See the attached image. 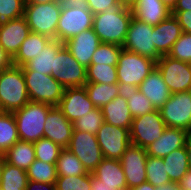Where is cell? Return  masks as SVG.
I'll use <instances>...</instances> for the list:
<instances>
[{
  "mask_svg": "<svg viewBox=\"0 0 191 190\" xmlns=\"http://www.w3.org/2000/svg\"><path fill=\"white\" fill-rule=\"evenodd\" d=\"M84 4L94 15L120 7L117 0H86Z\"/></svg>",
  "mask_w": 191,
  "mask_h": 190,
  "instance_id": "44",
  "label": "cell"
},
{
  "mask_svg": "<svg viewBox=\"0 0 191 190\" xmlns=\"http://www.w3.org/2000/svg\"><path fill=\"white\" fill-rule=\"evenodd\" d=\"M167 55L191 64V33L183 32Z\"/></svg>",
  "mask_w": 191,
  "mask_h": 190,
  "instance_id": "43",
  "label": "cell"
},
{
  "mask_svg": "<svg viewBox=\"0 0 191 190\" xmlns=\"http://www.w3.org/2000/svg\"><path fill=\"white\" fill-rule=\"evenodd\" d=\"M153 41V26L133 17L122 48L157 62L162 55L156 50Z\"/></svg>",
  "mask_w": 191,
  "mask_h": 190,
  "instance_id": "9",
  "label": "cell"
},
{
  "mask_svg": "<svg viewBox=\"0 0 191 190\" xmlns=\"http://www.w3.org/2000/svg\"><path fill=\"white\" fill-rule=\"evenodd\" d=\"M132 117H139L155 110L151 101L144 96L138 87L123 89Z\"/></svg>",
  "mask_w": 191,
  "mask_h": 190,
  "instance_id": "34",
  "label": "cell"
},
{
  "mask_svg": "<svg viewBox=\"0 0 191 190\" xmlns=\"http://www.w3.org/2000/svg\"><path fill=\"white\" fill-rule=\"evenodd\" d=\"M145 169L147 182L151 183L154 187L171 184L162 158L147 156Z\"/></svg>",
  "mask_w": 191,
  "mask_h": 190,
  "instance_id": "35",
  "label": "cell"
},
{
  "mask_svg": "<svg viewBox=\"0 0 191 190\" xmlns=\"http://www.w3.org/2000/svg\"><path fill=\"white\" fill-rule=\"evenodd\" d=\"M12 65V57L0 46V69L5 70Z\"/></svg>",
  "mask_w": 191,
  "mask_h": 190,
  "instance_id": "47",
  "label": "cell"
},
{
  "mask_svg": "<svg viewBox=\"0 0 191 190\" xmlns=\"http://www.w3.org/2000/svg\"><path fill=\"white\" fill-rule=\"evenodd\" d=\"M162 159L171 183L178 184L189 170L185 146L172 151Z\"/></svg>",
  "mask_w": 191,
  "mask_h": 190,
  "instance_id": "30",
  "label": "cell"
},
{
  "mask_svg": "<svg viewBox=\"0 0 191 190\" xmlns=\"http://www.w3.org/2000/svg\"><path fill=\"white\" fill-rule=\"evenodd\" d=\"M73 123H71L58 106H53L47 114L44 123L43 137L50 139L62 148H67L72 137Z\"/></svg>",
  "mask_w": 191,
  "mask_h": 190,
  "instance_id": "17",
  "label": "cell"
},
{
  "mask_svg": "<svg viewBox=\"0 0 191 190\" xmlns=\"http://www.w3.org/2000/svg\"><path fill=\"white\" fill-rule=\"evenodd\" d=\"M61 8V0L40 4L25 3L24 17L31 32L56 39Z\"/></svg>",
  "mask_w": 191,
  "mask_h": 190,
  "instance_id": "5",
  "label": "cell"
},
{
  "mask_svg": "<svg viewBox=\"0 0 191 190\" xmlns=\"http://www.w3.org/2000/svg\"><path fill=\"white\" fill-rule=\"evenodd\" d=\"M92 174L99 180V185L114 186L118 190H128L120 160L103 158Z\"/></svg>",
  "mask_w": 191,
  "mask_h": 190,
  "instance_id": "24",
  "label": "cell"
},
{
  "mask_svg": "<svg viewBox=\"0 0 191 190\" xmlns=\"http://www.w3.org/2000/svg\"><path fill=\"white\" fill-rule=\"evenodd\" d=\"M156 190H171V184L156 187Z\"/></svg>",
  "mask_w": 191,
  "mask_h": 190,
  "instance_id": "59",
  "label": "cell"
},
{
  "mask_svg": "<svg viewBox=\"0 0 191 190\" xmlns=\"http://www.w3.org/2000/svg\"><path fill=\"white\" fill-rule=\"evenodd\" d=\"M87 68L82 66L64 45L55 55L51 75L64 87H84L87 83Z\"/></svg>",
  "mask_w": 191,
  "mask_h": 190,
  "instance_id": "8",
  "label": "cell"
},
{
  "mask_svg": "<svg viewBox=\"0 0 191 190\" xmlns=\"http://www.w3.org/2000/svg\"><path fill=\"white\" fill-rule=\"evenodd\" d=\"M67 148L78 157L89 173H92L103 159L96 135L88 132L73 130Z\"/></svg>",
  "mask_w": 191,
  "mask_h": 190,
  "instance_id": "14",
  "label": "cell"
},
{
  "mask_svg": "<svg viewBox=\"0 0 191 190\" xmlns=\"http://www.w3.org/2000/svg\"><path fill=\"white\" fill-rule=\"evenodd\" d=\"M190 135L185 130L166 127L162 135L145 149L148 156L163 158L172 151L184 147Z\"/></svg>",
  "mask_w": 191,
  "mask_h": 190,
  "instance_id": "20",
  "label": "cell"
},
{
  "mask_svg": "<svg viewBox=\"0 0 191 190\" xmlns=\"http://www.w3.org/2000/svg\"><path fill=\"white\" fill-rule=\"evenodd\" d=\"M100 44L101 41L93 28L82 31L64 43L72 56L86 68L90 65L92 56Z\"/></svg>",
  "mask_w": 191,
  "mask_h": 190,
  "instance_id": "19",
  "label": "cell"
},
{
  "mask_svg": "<svg viewBox=\"0 0 191 190\" xmlns=\"http://www.w3.org/2000/svg\"><path fill=\"white\" fill-rule=\"evenodd\" d=\"M156 67L172 94L191 90L190 63L163 55L156 62Z\"/></svg>",
  "mask_w": 191,
  "mask_h": 190,
  "instance_id": "12",
  "label": "cell"
},
{
  "mask_svg": "<svg viewBox=\"0 0 191 190\" xmlns=\"http://www.w3.org/2000/svg\"><path fill=\"white\" fill-rule=\"evenodd\" d=\"M52 107L49 104L29 101L21 109L12 112L19 139L34 143L43 138L44 123Z\"/></svg>",
  "mask_w": 191,
  "mask_h": 190,
  "instance_id": "3",
  "label": "cell"
},
{
  "mask_svg": "<svg viewBox=\"0 0 191 190\" xmlns=\"http://www.w3.org/2000/svg\"><path fill=\"white\" fill-rule=\"evenodd\" d=\"M91 188L92 190H118L114 186L99 185V180L91 173Z\"/></svg>",
  "mask_w": 191,
  "mask_h": 190,
  "instance_id": "48",
  "label": "cell"
},
{
  "mask_svg": "<svg viewBox=\"0 0 191 190\" xmlns=\"http://www.w3.org/2000/svg\"><path fill=\"white\" fill-rule=\"evenodd\" d=\"M171 190H187V189L181 187L179 184L171 183Z\"/></svg>",
  "mask_w": 191,
  "mask_h": 190,
  "instance_id": "58",
  "label": "cell"
},
{
  "mask_svg": "<svg viewBox=\"0 0 191 190\" xmlns=\"http://www.w3.org/2000/svg\"><path fill=\"white\" fill-rule=\"evenodd\" d=\"M61 1L67 4H76V3H84L86 0H61Z\"/></svg>",
  "mask_w": 191,
  "mask_h": 190,
  "instance_id": "57",
  "label": "cell"
},
{
  "mask_svg": "<svg viewBox=\"0 0 191 190\" xmlns=\"http://www.w3.org/2000/svg\"><path fill=\"white\" fill-rule=\"evenodd\" d=\"M53 1H60V0H24L25 3H33V4L50 3Z\"/></svg>",
  "mask_w": 191,
  "mask_h": 190,
  "instance_id": "54",
  "label": "cell"
},
{
  "mask_svg": "<svg viewBox=\"0 0 191 190\" xmlns=\"http://www.w3.org/2000/svg\"><path fill=\"white\" fill-rule=\"evenodd\" d=\"M26 190H56L55 183H42L29 180Z\"/></svg>",
  "mask_w": 191,
  "mask_h": 190,
  "instance_id": "46",
  "label": "cell"
},
{
  "mask_svg": "<svg viewBox=\"0 0 191 190\" xmlns=\"http://www.w3.org/2000/svg\"><path fill=\"white\" fill-rule=\"evenodd\" d=\"M4 157L7 163L27 170L36 159L33 142L18 140L4 152Z\"/></svg>",
  "mask_w": 191,
  "mask_h": 190,
  "instance_id": "28",
  "label": "cell"
},
{
  "mask_svg": "<svg viewBox=\"0 0 191 190\" xmlns=\"http://www.w3.org/2000/svg\"><path fill=\"white\" fill-rule=\"evenodd\" d=\"M18 140L20 139L13 113L0 111V149L4 153Z\"/></svg>",
  "mask_w": 191,
  "mask_h": 190,
  "instance_id": "33",
  "label": "cell"
},
{
  "mask_svg": "<svg viewBox=\"0 0 191 190\" xmlns=\"http://www.w3.org/2000/svg\"><path fill=\"white\" fill-rule=\"evenodd\" d=\"M84 87L89 99L93 102L96 108H102L123 92L119 83L100 84L87 82Z\"/></svg>",
  "mask_w": 191,
  "mask_h": 190,
  "instance_id": "29",
  "label": "cell"
},
{
  "mask_svg": "<svg viewBox=\"0 0 191 190\" xmlns=\"http://www.w3.org/2000/svg\"><path fill=\"white\" fill-rule=\"evenodd\" d=\"M58 176H79L86 175V170L81 161L68 148H63L56 162Z\"/></svg>",
  "mask_w": 191,
  "mask_h": 190,
  "instance_id": "32",
  "label": "cell"
},
{
  "mask_svg": "<svg viewBox=\"0 0 191 190\" xmlns=\"http://www.w3.org/2000/svg\"><path fill=\"white\" fill-rule=\"evenodd\" d=\"M5 165V157H0V183L2 178V171Z\"/></svg>",
  "mask_w": 191,
  "mask_h": 190,
  "instance_id": "56",
  "label": "cell"
},
{
  "mask_svg": "<svg viewBox=\"0 0 191 190\" xmlns=\"http://www.w3.org/2000/svg\"><path fill=\"white\" fill-rule=\"evenodd\" d=\"M131 12L137 20L156 26L171 15V9L161 0H136Z\"/></svg>",
  "mask_w": 191,
  "mask_h": 190,
  "instance_id": "21",
  "label": "cell"
},
{
  "mask_svg": "<svg viewBox=\"0 0 191 190\" xmlns=\"http://www.w3.org/2000/svg\"><path fill=\"white\" fill-rule=\"evenodd\" d=\"M26 172L28 180L34 182L55 183L58 177L56 164L46 163L38 159H35Z\"/></svg>",
  "mask_w": 191,
  "mask_h": 190,
  "instance_id": "36",
  "label": "cell"
},
{
  "mask_svg": "<svg viewBox=\"0 0 191 190\" xmlns=\"http://www.w3.org/2000/svg\"><path fill=\"white\" fill-rule=\"evenodd\" d=\"M33 145L35 149V158L52 164H56L60 152L63 149L58 144L44 137L34 142Z\"/></svg>",
  "mask_w": 191,
  "mask_h": 190,
  "instance_id": "39",
  "label": "cell"
},
{
  "mask_svg": "<svg viewBox=\"0 0 191 190\" xmlns=\"http://www.w3.org/2000/svg\"><path fill=\"white\" fill-rule=\"evenodd\" d=\"M21 67L12 65L0 73V111L14 112L29 102Z\"/></svg>",
  "mask_w": 191,
  "mask_h": 190,
  "instance_id": "2",
  "label": "cell"
},
{
  "mask_svg": "<svg viewBox=\"0 0 191 190\" xmlns=\"http://www.w3.org/2000/svg\"><path fill=\"white\" fill-rule=\"evenodd\" d=\"M128 190H156V187H154L151 183L145 182L140 184L139 186L133 187Z\"/></svg>",
  "mask_w": 191,
  "mask_h": 190,
  "instance_id": "51",
  "label": "cell"
},
{
  "mask_svg": "<svg viewBox=\"0 0 191 190\" xmlns=\"http://www.w3.org/2000/svg\"><path fill=\"white\" fill-rule=\"evenodd\" d=\"M24 0H0V25L24 16Z\"/></svg>",
  "mask_w": 191,
  "mask_h": 190,
  "instance_id": "42",
  "label": "cell"
},
{
  "mask_svg": "<svg viewBox=\"0 0 191 190\" xmlns=\"http://www.w3.org/2000/svg\"><path fill=\"white\" fill-rule=\"evenodd\" d=\"M165 128L159 110L134 117L129 130L131 144L146 148L162 135Z\"/></svg>",
  "mask_w": 191,
  "mask_h": 190,
  "instance_id": "11",
  "label": "cell"
},
{
  "mask_svg": "<svg viewBox=\"0 0 191 190\" xmlns=\"http://www.w3.org/2000/svg\"><path fill=\"white\" fill-rule=\"evenodd\" d=\"M132 18L131 9L120 6L95 14L92 28L101 43L122 46Z\"/></svg>",
  "mask_w": 191,
  "mask_h": 190,
  "instance_id": "1",
  "label": "cell"
},
{
  "mask_svg": "<svg viewBox=\"0 0 191 190\" xmlns=\"http://www.w3.org/2000/svg\"><path fill=\"white\" fill-rule=\"evenodd\" d=\"M64 46L63 42L52 39L35 58L22 66V70H33L36 73L51 75L54 70L55 55Z\"/></svg>",
  "mask_w": 191,
  "mask_h": 190,
  "instance_id": "26",
  "label": "cell"
},
{
  "mask_svg": "<svg viewBox=\"0 0 191 190\" xmlns=\"http://www.w3.org/2000/svg\"><path fill=\"white\" fill-rule=\"evenodd\" d=\"M147 151L145 148L131 144L120 159L128 189L147 182L146 160Z\"/></svg>",
  "mask_w": 191,
  "mask_h": 190,
  "instance_id": "15",
  "label": "cell"
},
{
  "mask_svg": "<svg viewBox=\"0 0 191 190\" xmlns=\"http://www.w3.org/2000/svg\"><path fill=\"white\" fill-rule=\"evenodd\" d=\"M129 130L106 122L101 125L96 138L103 158L121 159L122 154L131 145Z\"/></svg>",
  "mask_w": 191,
  "mask_h": 190,
  "instance_id": "13",
  "label": "cell"
},
{
  "mask_svg": "<svg viewBox=\"0 0 191 190\" xmlns=\"http://www.w3.org/2000/svg\"><path fill=\"white\" fill-rule=\"evenodd\" d=\"M122 49V46L116 44L101 43L94 52L90 64L117 66L118 57Z\"/></svg>",
  "mask_w": 191,
  "mask_h": 190,
  "instance_id": "40",
  "label": "cell"
},
{
  "mask_svg": "<svg viewBox=\"0 0 191 190\" xmlns=\"http://www.w3.org/2000/svg\"><path fill=\"white\" fill-rule=\"evenodd\" d=\"M87 82L100 84L118 83L116 66L107 64H90L86 70Z\"/></svg>",
  "mask_w": 191,
  "mask_h": 190,
  "instance_id": "37",
  "label": "cell"
},
{
  "mask_svg": "<svg viewBox=\"0 0 191 190\" xmlns=\"http://www.w3.org/2000/svg\"><path fill=\"white\" fill-rule=\"evenodd\" d=\"M104 123L101 108H94L89 113L81 116L73 122V130L81 132H88L89 134L96 135L101 125Z\"/></svg>",
  "mask_w": 191,
  "mask_h": 190,
  "instance_id": "38",
  "label": "cell"
},
{
  "mask_svg": "<svg viewBox=\"0 0 191 190\" xmlns=\"http://www.w3.org/2000/svg\"><path fill=\"white\" fill-rule=\"evenodd\" d=\"M56 190H92L91 173L79 176H58Z\"/></svg>",
  "mask_w": 191,
  "mask_h": 190,
  "instance_id": "41",
  "label": "cell"
},
{
  "mask_svg": "<svg viewBox=\"0 0 191 190\" xmlns=\"http://www.w3.org/2000/svg\"><path fill=\"white\" fill-rule=\"evenodd\" d=\"M156 67V61L122 49L116 66L118 83L122 89L139 87Z\"/></svg>",
  "mask_w": 191,
  "mask_h": 190,
  "instance_id": "4",
  "label": "cell"
},
{
  "mask_svg": "<svg viewBox=\"0 0 191 190\" xmlns=\"http://www.w3.org/2000/svg\"><path fill=\"white\" fill-rule=\"evenodd\" d=\"M172 10H191V0H177Z\"/></svg>",
  "mask_w": 191,
  "mask_h": 190,
  "instance_id": "49",
  "label": "cell"
},
{
  "mask_svg": "<svg viewBox=\"0 0 191 190\" xmlns=\"http://www.w3.org/2000/svg\"><path fill=\"white\" fill-rule=\"evenodd\" d=\"M31 30L24 16L0 25V46L13 58Z\"/></svg>",
  "mask_w": 191,
  "mask_h": 190,
  "instance_id": "18",
  "label": "cell"
},
{
  "mask_svg": "<svg viewBox=\"0 0 191 190\" xmlns=\"http://www.w3.org/2000/svg\"><path fill=\"white\" fill-rule=\"evenodd\" d=\"M29 100L57 106L63 96L64 87L52 76L36 73L33 70H22Z\"/></svg>",
  "mask_w": 191,
  "mask_h": 190,
  "instance_id": "7",
  "label": "cell"
},
{
  "mask_svg": "<svg viewBox=\"0 0 191 190\" xmlns=\"http://www.w3.org/2000/svg\"><path fill=\"white\" fill-rule=\"evenodd\" d=\"M178 184L187 190H191V170H188Z\"/></svg>",
  "mask_w": 191,
  "mask_h": 190,
  "instance_id": "50",
  "label": "cell"
},
{
  "mask_svg": "<svg viewBox=\"0 0 191 190\" xmlns=\"http://www.w3.org/2000/svg\"><path fill=\"white\" fill-rule=\"evenodd\" d=\"M101 110L104 122L113 126L130 129L133 117L123 92L104 105Z\"/></svg>",
  "mask_w": 191,
  "mask_h": 190,
  "instance_id": "25",
  "label": "cell"
},
{
  "mask_svg": "<svg viewBox=\"0 0 191 190\" xmlns=\"http://www.w3.org/2000/svg\"><path fill=\"white\" fill-rule=\"evenodd\" d=\"M185 148H186V153H187L189 170H191V135L187 139Z\"/></svg>",
  "mask_w": 191,
  "mask_h": 190,
  "instance_id": "52",
  "label": "cell"
},
{
  "mask_svg": "<svg viewBox=\"0 0 191 190\" xmlns=\"http://www.w3.org/2000/svg\"><path fill=\"white\" fill-rule=\"evenodd\" d=\"M154 29V45L156 50L163 56L167 55L174 43L183 33L178 20L171 14L166 20L161 21Z\"/></svg>",
  "mask_w": 191,
  "mask_h": 190,
  "instance_id": "23",
  "label": "cell"
},
{
  "mask_svg": "<svg viewBox=\"0 0 191 190\" xmlns=\"http://www.w3.org/2000/svg\"><path fill=\"white\" fill-rule=\"evenodd\" d=\"M118 4L122 7L130 8L135 4L136 0H117Z\"/></svg>",
  "mask_w": 191,
  "mask_h": 190,
  "instance_id": "53",
  "label": "cell"
},
{
  "mask_svg": "<svg viewBox=\"0 0 191 190\" xmlns=\"http://www.w3.org/2000/svg\"><path fill=\"white\" fill-rule=\"evenodd\" d=\"M94 14L84 3L67 4L62 2L56 40L65 43L82 31L93 27Z\"/></svg>",
  "mask_w": 191,
  "mask_h": 190,
  "instance_id": "6",
  "label": "cell"
},
{
  "mask_svg": "<svg viewBox=\"0 0 191 190\" xmlns=\"http://www.w3.org/2000/svg\"><path fill=\"white\" fill-rule=\"evenodd\" d=\"M171 14L178 20L183 32L191 33V10H171Z\"/></svg>",
  "mask_w": 191,
  "mask_h": 190,
  "instance_id": "45",
  "label": "cell"
},
{
  "mask_svg": "<svg viewBox=\"0 0 191 190\" xmlns=\"http://www.w3.org/2000/svg\"><path fill=\"white\" fill-rule=\"evenodd\" d=\"M0 157H4V153L2 152L1 149H0Z\"/></svg>",
  "mask_w": 191,
  "mask_h": 190,
  "instance_id": "60",
  "label": "cell"
},
{
  "mask_svg": "<svg viewBox=\"0 0 191 190\" xmlns=\"http://www.w3.org/2000/svg\"><path fill=\"white\" fill-rule=\"evenodd\" d=\"M28 181L26 170L13 166L5 161L0 190H26Z\"/></svg>",
  "mask_w": 191,
  "mask_h": 190,
  "instance_id": "31",
  "label": "cell"
},
{
  "mask_svg": "<svg viewBox=\"0 0 191 190\" xmlns=\"http://www.w3.org/2000/svg\"><path fill=\"white\" fill-rule=\"evenodd\" d=\"M57 106L71 123L95 108L85 87L65 88Z\"/></svg>",
  "mask_w": 191,
  "mask_h": 190,
  "instance_id": "16",
  "label": "cell"
},
{
  "mask_svg": "<svg viewBox=\"0 0 191 190\" xmlns=\"http://www.w3.org/2000/svg\"><path fill=\"white\" fill-rule=\"evenodd\" d=\"M161 1L172 10L177 0H161Z\"/></svg>",
  "mask_w": 191,
  "mask_h": 190,
  "instance_id": "55",
  "label": "cell"
},
{
  "mask_svg": "<svg viewBox=\"0 0 191 190\" xmlns=\"http://www.w3.org/2000/svg\"><path fill=\"white\" fill-rule=\"evenodd\" d=\"M166 127H175L191 134V90L171 94L159 109Z\"/></svg>",
  "mask_w": 191,
  "mask_h": 190,
  "instance_id": "10",
  "label": "cell"
},
{
  "mask_svg": "<svg viewBox=\"0 0 191 190\" xmlns=\"http://www.w3.org/2000/svg\"><path fill=\"white\" fill-rule=\"evenodd\" d=\"M52 39L48 36L31 32L22 42L19 51L12 58L14 66L22 67L35 58Z\"/></svg>",
  "mask_w": 191,
  "mask_h": 190,
  "instance_id": "27",
  "label": "cell"
},
{
  "mask_svg": "<svg viewBox=\"0 0 191 190\" xmlns=\"http://www.w3.org/2000/svg\"><path fill=\"white\" fill-rule=\"evenodd\" d=\"M138 88L151 101L155 110H159L172 94L157 67L150 72Z\"/></svg>",
  "mask_w": 191,
  "mask_h": 190,
  "instance_id": "22",
  "label": "cell"
}]
</instances>
